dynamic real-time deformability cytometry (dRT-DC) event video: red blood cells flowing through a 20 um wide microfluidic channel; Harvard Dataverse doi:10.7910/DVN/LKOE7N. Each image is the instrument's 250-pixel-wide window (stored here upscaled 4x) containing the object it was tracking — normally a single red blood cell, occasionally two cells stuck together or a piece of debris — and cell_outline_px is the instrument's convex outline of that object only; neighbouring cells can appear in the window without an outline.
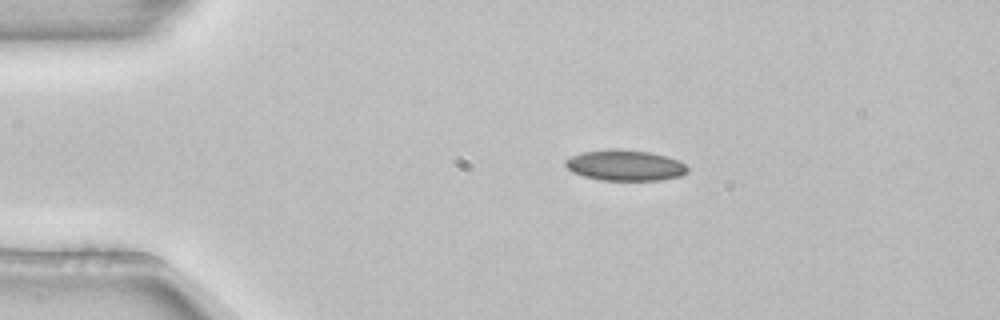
{"species": "common noctule bat (a hibernating species)", "species_latin": "Nyctalus noctula", "temperature_condition": "room temperature", "stored_images_in_passage": 3, "camera_frame_rate_fps": 3000, "um_per_image_px": 0.085, "animal": {"sex": "female", "body_mass_g": 22.7, "forearm_length_mm": 54.2}, "frame": {"image": 1, "passage_image": 2, "time_ms": 0.333, "image_size_px": [1000, 320], "cell_outline_px": [[688, 172], [680, 176], [660, 180], [600, 180], [584, 176], [572, 172], [564, 164], [564, 160], [580, 152], [648, 152], [668, 156], [680, 160], [688, 168]], "centroid_in_image_um": [53.17, 14.1], "position_along_channel_um": 31.8, "area_um2": 21.04}}